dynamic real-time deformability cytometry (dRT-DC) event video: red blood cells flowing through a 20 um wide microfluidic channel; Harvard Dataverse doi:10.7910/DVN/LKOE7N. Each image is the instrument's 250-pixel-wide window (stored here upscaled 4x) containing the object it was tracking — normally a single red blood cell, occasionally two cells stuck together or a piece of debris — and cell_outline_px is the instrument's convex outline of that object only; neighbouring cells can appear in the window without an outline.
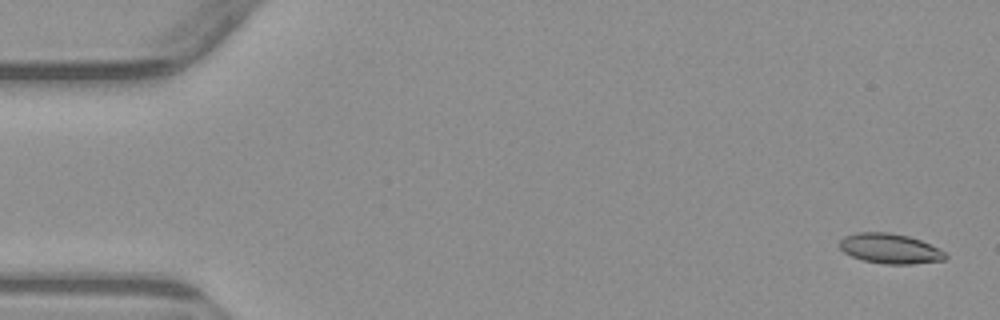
{"species": "common noctule bat (a hibernating species)", "species_latin": "Nyctalus noctula", "temperature_condition": "warm", "stored_images_in_passage": 5, "camera_frame_rate_fps": 3000, "um_per_image_px": 0.085, "animal": {"sex": "male", "body_mass_g": 23.1, "forearm_length_mm": 52.7}, "frame": {"image": 1, "passage_image": 1, "time_ms": 0.0, "image_size_px": [1000, 320], "cell_outline_px": [[948, 256], [944, 260], [912, 264], [884, 264], [864, 260], [852, 256], [844, 252], [840, 248], [840, 240], [844, 236], [856, 232], [888, 232], [908, 236], [920, 240], [940, 248]], "centroid_in_image_um": [75.66, 21.12], "position_along_channel_um": 9.3, "area_um2": 18.5}}
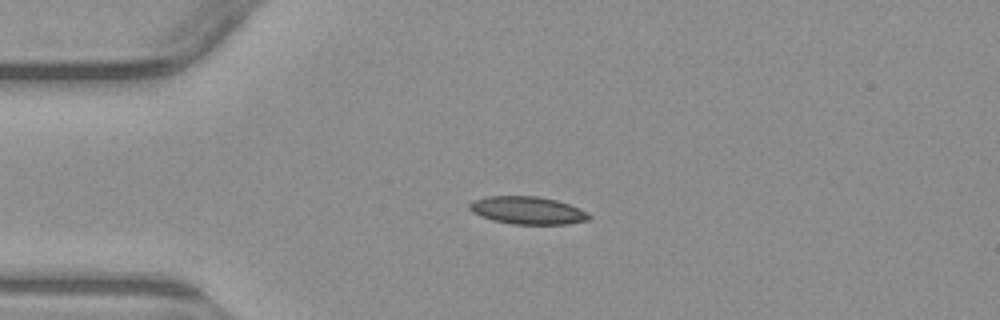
{"frame": {"image": 2, "passage_image": 4, "time_ms": 3.667, "image_size_px": [1000, 320], "cell_outline_px": [[592, 216], [588, 220], [568, 224], [512, 224], [492, 220], [480, 216], [472, 212], [468, 208], [468, 204], [472, 200], [488, 196], [536, 196], [556, 200], [580, 208], [588, 212]], "centroid_in_image_um": [44.83, 17.88], "position_along_channel_um": 40.2, "area_um2": 19.42}}